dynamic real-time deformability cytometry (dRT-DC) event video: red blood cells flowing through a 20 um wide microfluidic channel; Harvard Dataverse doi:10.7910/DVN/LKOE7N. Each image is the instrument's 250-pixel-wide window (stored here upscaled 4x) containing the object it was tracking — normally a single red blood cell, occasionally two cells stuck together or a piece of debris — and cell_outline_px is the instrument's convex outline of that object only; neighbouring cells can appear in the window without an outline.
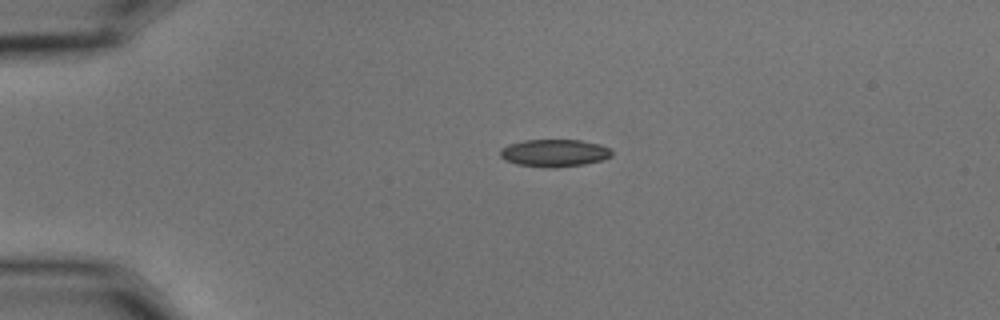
{"species": "common noctule bat (a hibernating species)", "species_latin": "Nyctalus noctula", "temperature_condition": "cold", "stored_images_in_passage": 32, "camera_frame_rate_fps": 3000, "um_per_image_px": 0.085, "animal": {"sex": "male", "body_mass_g": 15.6}, "frame": {"image": 1, "passage_image": 1, "time_ms": 0.0, "image_size_px": [1000, 320], "cell_outline_px": [[612, 156], [600, 160], [584, 164], [548, 168], [516, 164], [504, 160], [500, 156], [500, 148], [508, 144], [524, 140], [580, 140], [600, 144], [608, 148], [612, 152]], "centroid_in_image_um": [47.07, 13.0], "position_along_channel_um": 37.9, "area_um2": 17.8}}
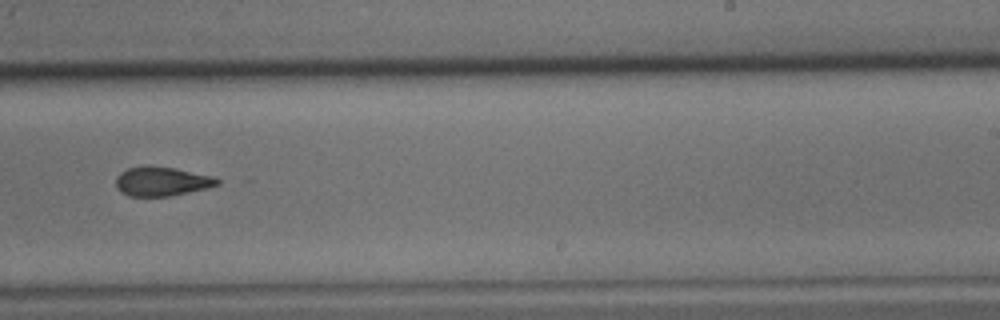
{"frame": {"image": 2, "passage_image": 24, "time_ms": 7.667, "image_size_px": [1000, 320], "cell_outline_px": [[220, 184], [208, 188], [168, 196], [128, 196], [120, 192], [116, 188], [116, 176], [120, 172], [128, 168], [148, 164], [176, 168], [212, 176], [220, 180]], "centroid_in_image_um": [13.72, 15.4], "position_along_channel_um": 275.3, "area_um2": 17.51}}
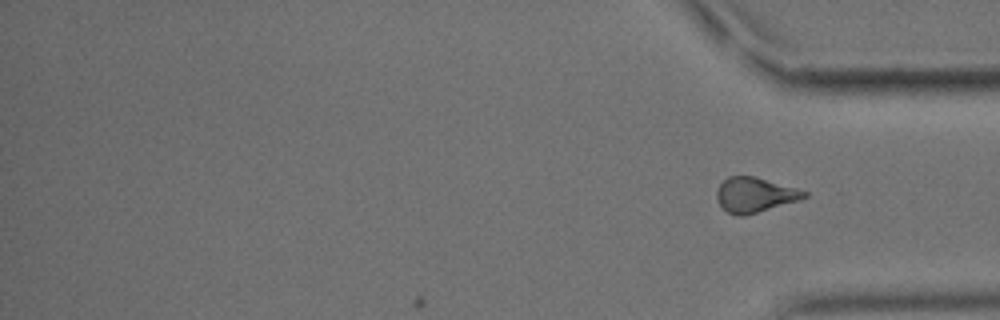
{"frame": {"image": 3, "passage_image": 32, "time_ms": 10.333, "image_size_px": [1000, 320], "cell_outline_px": [[808, 196], [796, 200], [744, 216], [736, 216], [728, 212], [720, 204], [716, 196], [716, 192], [720, 184], [728, 176], [752, 176], [796, 188], [808, 192]], "centroid_in_image_um": [64.12, 16.56], "position_along_channel_um": 371.1, "area_um2": 17.28}, "authors_computed_cell_mechanics": {"area_um2": 17.8891, "velocity_mm_per_s": 3.6037, "shape_relaxation_time_tau1_ms": 5.0383, "shape_relaxation_time_tau2_ms": 3.5352, "deformation_change_tau1": 0.161, "deformation_change_tau2": 0.1044}}